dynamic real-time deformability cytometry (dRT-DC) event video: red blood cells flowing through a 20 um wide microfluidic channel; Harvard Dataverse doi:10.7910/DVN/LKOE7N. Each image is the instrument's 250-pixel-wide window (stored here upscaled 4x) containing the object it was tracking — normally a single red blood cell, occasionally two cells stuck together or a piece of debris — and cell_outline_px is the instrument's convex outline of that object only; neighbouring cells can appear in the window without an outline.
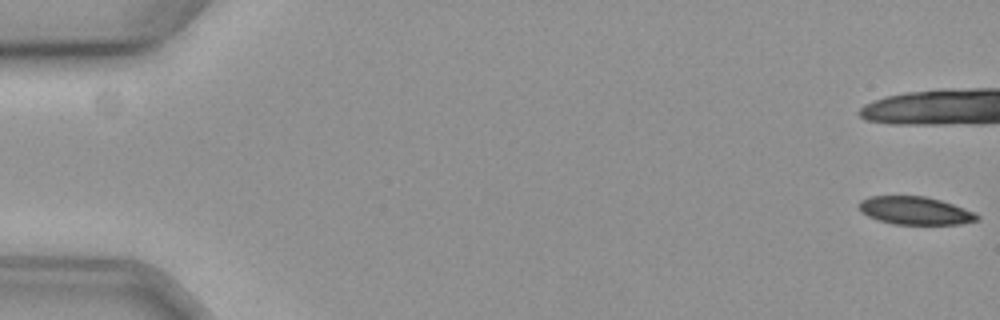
{"species": "common noctule bat (a hibernating species)", "species_latin": "Nyctalus noctula", "temperature_condition": "cold", "stored_images_in_passage": 17, "camera_frame_rate_fps": 3000, "um_per_image_px": 0.085, "animal": {"sex": "female", "body_mass_g": 19.3, "forearm_length_mm": 54.1}, "frame": {"image": 1, "passage_image": 1, "time_ms": 0.0, "image_size_px": [1000, 320], "cell_outline_px": [[980, 216], [976, 220], [960, 224], [896, 224], [880, 220], [868, 216], [860, 208], [860, 200], [868, 196], [924, 196], [940, 200], [952, 204], [972, 212]], "centroid_in_image_um": [77.77, 17.89], "position_along_channel_um": 7.2, "area_um2": 18.79}}